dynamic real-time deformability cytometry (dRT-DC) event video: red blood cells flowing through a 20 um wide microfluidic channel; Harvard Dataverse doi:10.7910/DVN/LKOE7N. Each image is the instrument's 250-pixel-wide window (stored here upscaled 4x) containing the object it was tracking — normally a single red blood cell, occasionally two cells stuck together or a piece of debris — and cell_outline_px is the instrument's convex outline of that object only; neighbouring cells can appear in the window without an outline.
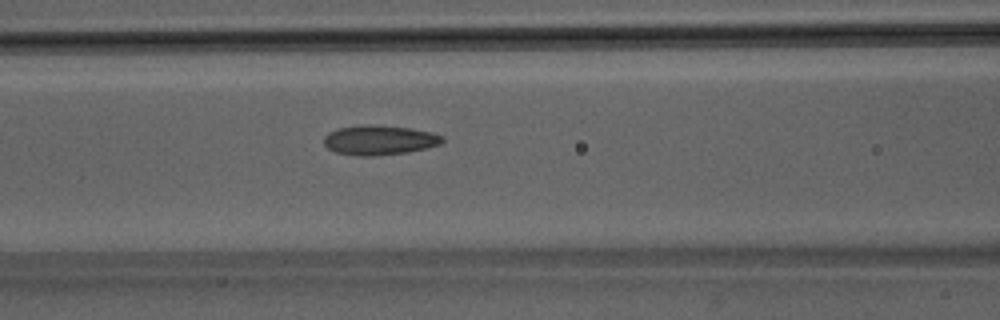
{"species": "Egyptian fruit bat (a non-hibernating species)", "species_latin": "Rousettus aegyptiacus", "temperature_condition": "room temperature", "stored_images_in_passage": 51, "camera_frame_rate_fps": 3000, "um_per_image_px": 0.085, "animal": {"sex": "male"}, "frame": {"image": 1, "passage_image": 22, "time_ms": 7.0, "image_size_px": [1000, 320], "cell_outline_px": [[444, 140], [440, 144], [428, 148], [408, 152], [376, 156], [360, 156], [336, 152], [328, 148], [324, 144], [324, 136], [328, 132], [340, 128], [360, 124], [364, 124], [412, 128], [432, 132], [444, 136]], "centroid_in_image_um": [32.27, 11.9], "position_along_channel_um": 134.3, "area_um2": 20.63}}
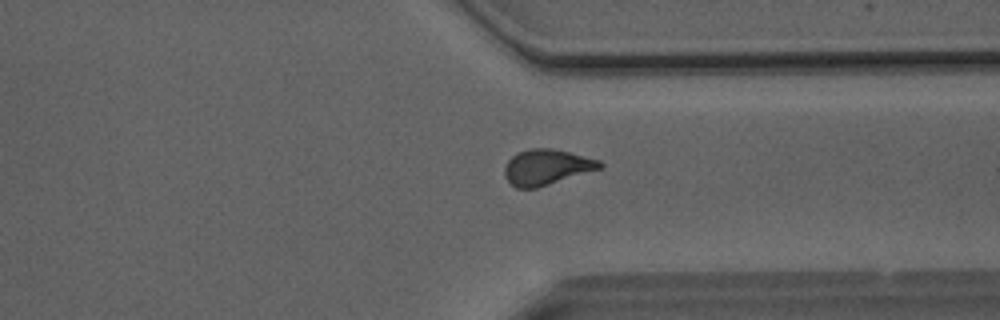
{"frame": {"image": 2, "passage_image": 39, "time_ms": 12.667, "image_size_px": [1000, 320], "cell_outline_px": [[604, 168], [536, 188], [516, 188], [504, 176], [504, 168], [508, 160], [516, 152], [532, 148], [552, 148], [600, 160], [604, 164]], "centroid_in_image_um": [46.48, 14.2], "position_along_channel_um": 364.9, "area_um2": 19.83}}
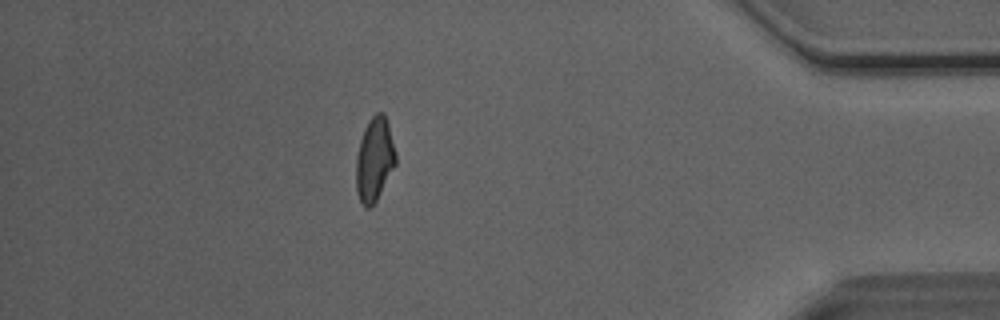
{"frame": {"image": 3, "passage_image": 45, "time_ms": 14.667, "image_size_px": [1000, 320], "cell_outline_px": [[396, 164], [376, 200], [368, 208], [364, 208], [356, 192], [356, 156], [360, 140], [364, 128], [368, 120], [376, 112], [384, 112], [388, 124], [396, 152]], "centroid_in_image_um": [31.82, 13.53], "position_along_channel_um": 403.4, "area_um2": 19.36}, "authors_computed_cell_mechanics": {"area_um2": 19.9988, "velocity_mm_per_s": 4.0675, "shape_relaxation_time_tau1_ms": null, "shape_relaxation_time_tau2_ms": 2.309, "deformation_change_tau1": null, "deformation_change_tau2": 0.0948}}